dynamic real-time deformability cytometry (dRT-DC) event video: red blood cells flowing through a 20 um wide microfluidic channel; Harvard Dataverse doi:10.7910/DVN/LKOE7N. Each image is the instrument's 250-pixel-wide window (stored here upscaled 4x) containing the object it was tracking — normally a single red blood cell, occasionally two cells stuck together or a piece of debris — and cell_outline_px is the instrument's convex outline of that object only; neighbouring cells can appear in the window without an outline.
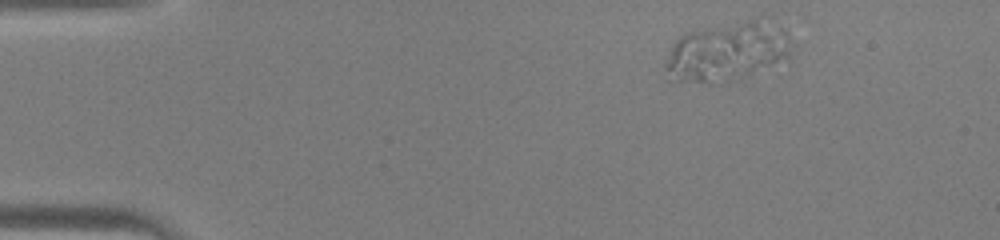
{"species": "human", "species_latin": "Homo sapiens", "temperature_condition": "warm", "stored_images_in_passage": 10, "camera_frame_rate_fps": 3000, "um_per_image_px": 0.085, "donor": {"sex": "male"}, "frame": {"image": 1, "passage_image": 1, "time_ms": 0.0, "image_size_px": [1000, 240], "cell_outline_px": [[788, 60], [744, 76], [728, 80], [668, 80], [664, 68], [672, 44], [680, 36], [688, 32], [704, 28], [756, 16], [788, 32]], "centroid_in_image_um": [61.81, 4.32], "position_along_channel_um": 23.2, "area_um2": 42.66}}
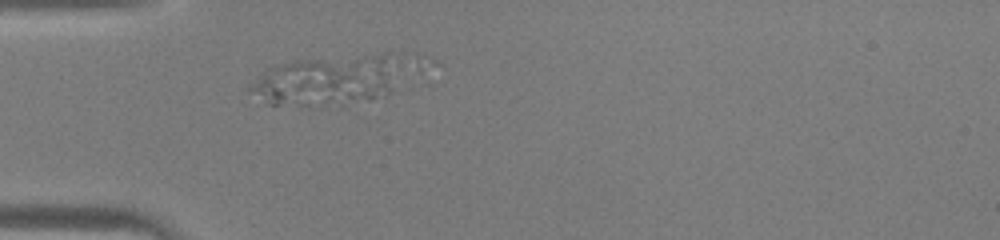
{"frame": {"image": 2, "passage_image": 9, "time_ms": 2.667, "image_size_px": [1000, 240], "cell_outline_px": [[440, 64], [400, 92], [372, 100], [344, 104], [312, 108], [308, 108], [268, 104], [248, 92], [248, 88], [268, 68], [276, 64], [292, 60], [384, 52], [424, 52], [436, 60]], "centroid_in_image_um": [28.95, 6.7], "position_along_channel_um": 56.1, "area_um2": 53.87}}